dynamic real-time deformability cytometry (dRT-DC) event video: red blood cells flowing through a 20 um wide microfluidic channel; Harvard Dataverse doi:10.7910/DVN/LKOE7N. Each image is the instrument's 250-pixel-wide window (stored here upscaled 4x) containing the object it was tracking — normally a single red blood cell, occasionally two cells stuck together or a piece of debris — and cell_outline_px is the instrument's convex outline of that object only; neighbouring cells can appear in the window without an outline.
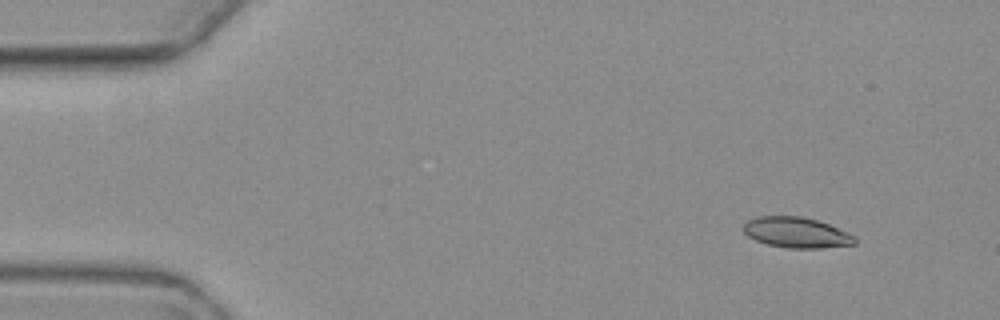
{"species": "common noctule bat (a hibernating species)", "species_latin": "Nyctalus noctula", "temperature_condition": "warm", "stored_images_in_passage": 4, "camera_frame_rate_fps": 3000, "um_per_image_px": 0.085, "animal": {"sex": "female", "body_mass_g": 19.3, "forearm_length_mm": 54.1}, "frame": {"image": 1, "passage_image": 1, "time_ms": 0.0, "image_size_px": [1000, 320], "cell_outline_px": [[856, 244], [820, 248], [788, 248], [768, 244], [756, 240], [748, 236], [744, 232], [744, 224], [748, 220], [756, 216], [800, 216], [816, 220], [828, 224], [848, 232], [856, 236]], "centroid_in_image_um": [67.71, 19.76], "position_along_channel_um": 17.3, "area_um2": 19.77}}
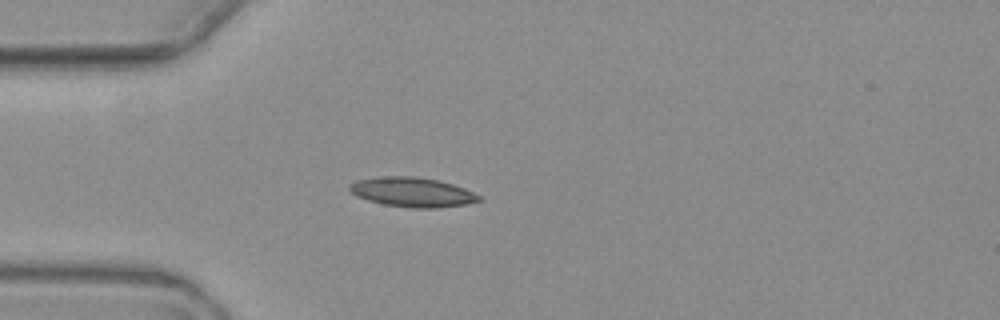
{"frame": {"image": 2, "passage_image": 3, "time_ms": 3.333, "image_size_px": [1000, 320], "cell_outline_px": [[480, 200], [464, 204], [436, 208], [412, 208], [384, 204], [368, 200], [356, 196], [348, 188], [356, 180], [380, 176], [416, 176], [440, 180], [464, 188], [480, 196]], "centroid_in_image_um": [35.03, 16.32], "position_along_channel_um": 50.0, "area_um2": 22.14}}